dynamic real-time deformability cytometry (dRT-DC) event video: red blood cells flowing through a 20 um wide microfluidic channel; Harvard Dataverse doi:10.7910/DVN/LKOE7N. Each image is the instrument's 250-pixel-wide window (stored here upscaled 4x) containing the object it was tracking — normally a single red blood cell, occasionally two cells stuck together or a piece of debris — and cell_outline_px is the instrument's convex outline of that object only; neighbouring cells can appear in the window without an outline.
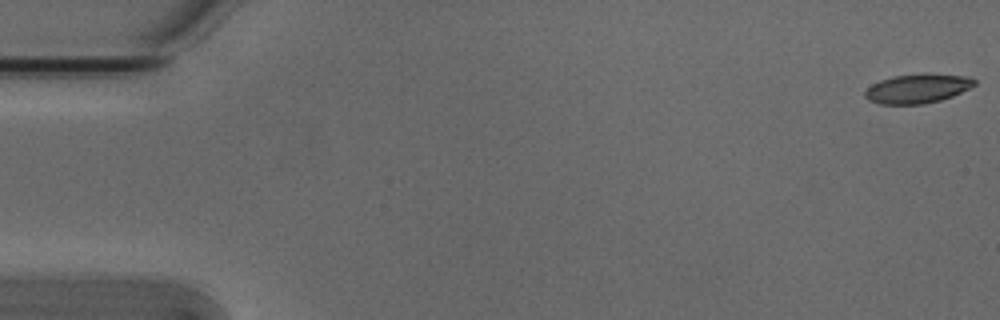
{"species": "Egyptian fruit bat (a non-hibernating species)", "species_latin": "Rousettus aegyptiacus", "temperature_condition": "cold", "stored_images_in_passage": 5, "camera_frame_rate_fps": 3000, "um_per_image_px": 0.085, "animal": {"sex": "male"}, "frame": {"image": 1, "passage_image": 1, "time_ms": 0.0, "image_size_px": [1000, 320], "cell_outline_px": [[976, 84], [952, 96], [940, 100], [924, 104], [880, 104], [868, 100], [864, 96], [864, 92], [872, 84], [880, 80], [892, 76], [924, 72], [968, 76], [976, 80]], "centroid_in_image_um": [77.98, 7.5], "position_along_channel_um": 7.0, "area_um2": 18.9}}